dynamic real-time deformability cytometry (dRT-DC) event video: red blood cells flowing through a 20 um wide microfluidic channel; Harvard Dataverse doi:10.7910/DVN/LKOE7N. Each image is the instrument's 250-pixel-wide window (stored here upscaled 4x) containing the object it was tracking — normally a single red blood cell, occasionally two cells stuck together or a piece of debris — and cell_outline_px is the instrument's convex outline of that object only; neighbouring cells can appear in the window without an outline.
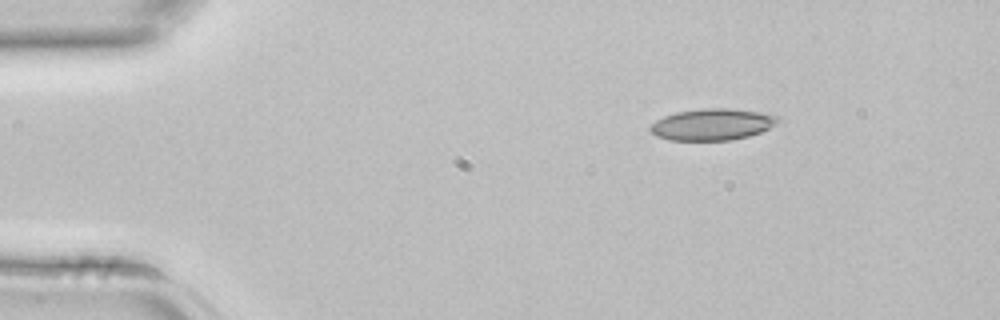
{"species": "common noctule bat (a hibernating species)", "species_latin": "Nyctalus noctula", "temperature_condition": "room temperature", "stored_images_in_passage": 3, "camera_frame_rate_fps": 3000, "um_per_image_px": 0.085, "animal": {"sex": "female", "body_mass_g": 22.7, "forearm_length_mm": 54.2}, "frame": {"image": 1, "passage_image": 1, "time_ms": 0.0, "image_size_px": [1000, 320], "cell_outline_px": [[780, 120], [776, 124], [760, 132], [748, 136], [732, 140], [668, 140], [656, 136], [648, 128], [656, 120], [664, 116], [676, 112], [700, 108], [728, 108], [760, 112], [780, 116]], "centroid_in_image_um": [60.54, 10.57], "position_along_channel_um": 24.5, "area_um2": 23.52}}
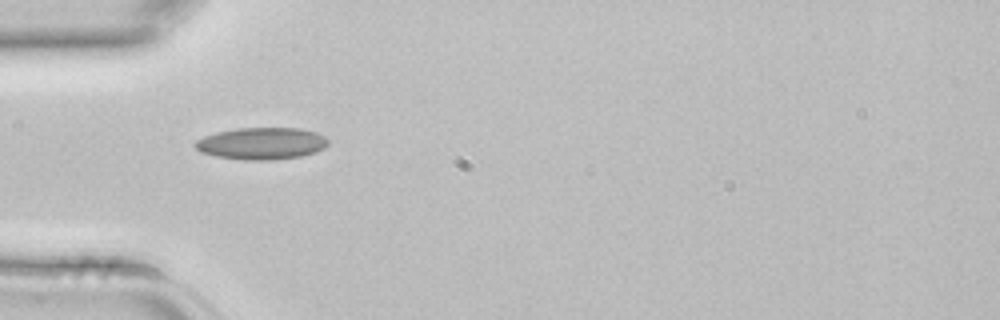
{"frame": {"image": 2, "passage_image": 3, "time_ms": 0.667, "image_size_px": [1000, 320], "cell_outline_px": [[328, 144], [324, 148], [316, 152], [300, 156], [276, 160], [244, 160], [216, 156], [200, 152], [192, 144], [196, 140], [204, 136], [216, 132], [240, 128], [300, 128], [316, 132], [324, 136], [328, 140]], "centroid_in_image_um": [22.23, 12.2], "position_along_channel_um": 62.8, "area_um2": 24.91}}